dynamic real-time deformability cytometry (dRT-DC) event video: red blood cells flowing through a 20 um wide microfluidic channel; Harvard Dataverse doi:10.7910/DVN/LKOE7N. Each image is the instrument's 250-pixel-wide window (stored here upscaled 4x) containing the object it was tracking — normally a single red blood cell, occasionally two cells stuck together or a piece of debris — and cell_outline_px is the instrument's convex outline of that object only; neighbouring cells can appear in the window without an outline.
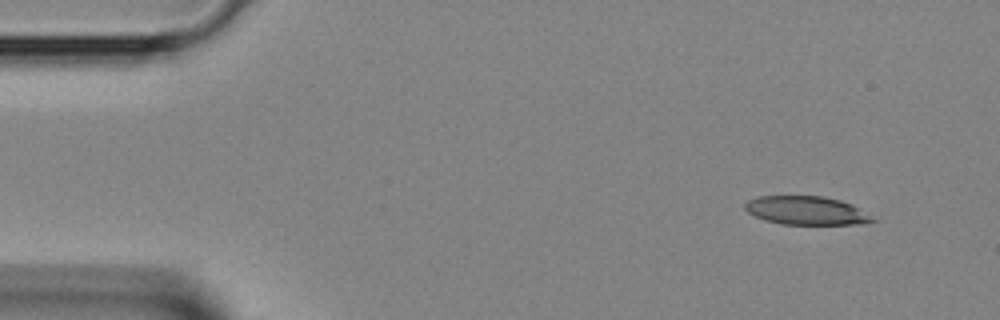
{"species": "Egyptian fruit bat (a non-hibernating species)", "species_latin": "Rousettus aegyptiacus", "temperature_condition": "room temperature", "stored_images_in_passage": 3, "camera_frame_rate_fps": 3000, "um_per_image_px": 0.085, "animal": {"sex": "female"}, "frame": {"image": 1, "passage_image": 1, "time_ms": 0.0, "image_size_px": [1000, 320], "cell_outline_px": [[880, 220], [864, 224], [780, 224], [764, 220], [748, 212], [744, 208], [744, 204], [748, 200], [760, 196], [824, 196], [840, 200], [852, 204]], "centroid_in_image_um": [68.59, 17.9], "position_along_channel_um": 16.4, "area_um2": 21.39}}
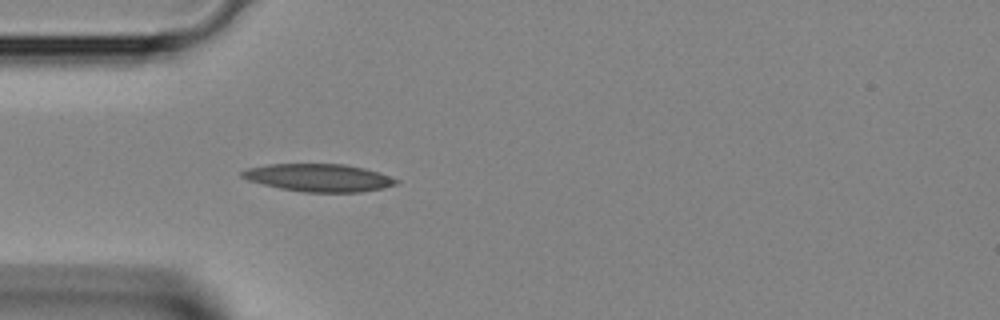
{"frame": {"image": 2, "passage_image": 3, "time_ms": 0.667, "image_size_px": [1000, 320], "cell_outline_px": [[400, 180], [396, 184], [384, 188], [360, 192], [304, 192], [280, 188], [248, 180], [240, 176], [240, 172], [248, 168], [268, 164], [344, 164], [364, 168], [380, 172]], "centroid_in_image_um": [27.12, 15.1], "position_along_channel_um": 57.9, "area_um2": 24.85}}